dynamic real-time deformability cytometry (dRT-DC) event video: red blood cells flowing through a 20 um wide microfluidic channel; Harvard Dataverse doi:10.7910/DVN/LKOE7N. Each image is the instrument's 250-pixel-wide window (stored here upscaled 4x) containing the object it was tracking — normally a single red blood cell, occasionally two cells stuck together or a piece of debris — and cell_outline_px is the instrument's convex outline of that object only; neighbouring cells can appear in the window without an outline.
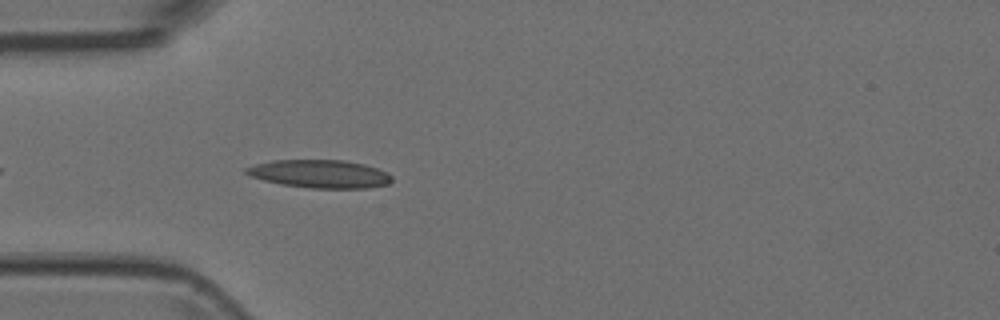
{"species": "Egyptian fruit bat (a non-hibernating species)", "species_latin": "Rousettus aegyptiacus", "temperature_condition": "room temperature", "stored_images_in_passage": 3, "camera_frame_rate_fps": 3000, "um_per_image_px": 0.085, "animal": {"sex": "female"}, "frame": {"image": 1, "passage_image": 3, "time_ms": 0.667, "image_size_px": [1000, 320], "cell_outline_px": [[392, 180], [388, 184], [368, 188], [308, 188], [280, 184], [264, 180], [252, 176], [244, 172], [244, 168], [256, 164], [272, 160], [344, 160], [364, 164], [388, 172], [392, 176]], "centroid_in_image_um": [27.2, 14.78], "position_along_channel_um": 57.8, "area_um2": 23.87}}